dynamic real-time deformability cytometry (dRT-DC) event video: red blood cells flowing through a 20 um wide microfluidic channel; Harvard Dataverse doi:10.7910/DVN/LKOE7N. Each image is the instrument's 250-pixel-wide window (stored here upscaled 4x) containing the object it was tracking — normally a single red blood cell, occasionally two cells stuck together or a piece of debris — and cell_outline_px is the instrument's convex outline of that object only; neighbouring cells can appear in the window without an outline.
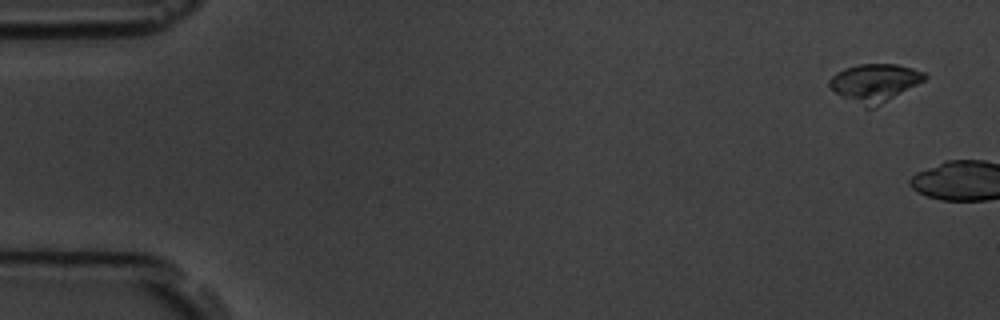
{"species": "common noctule bat (a hibernating species)", "species_latin": "Nyctalus noctula", "temperature_condition": "room temperature", "stored_images_in_passage": 2, "camera_frame_rate_fps": 3000, "um_per_image_px": 0.085, "animal": {"sex": "male", "body_mass_g": 19.5, "forearm_length_mm": 54.6}, "frame": {"image": 1, "passage_image": 1, "time_ms": 0.0, "image_size_px": [1000, 320], "cell_outline_px": [[928, 76], [924, 80], [876, 108], [864, 108], [840, 96], [828, 84], [828, 80], [836, 72], [844, 68], [860, 64], [896, 64], [912, 68], [924, 72]], "centroid_in_image_um": [74.32, 7.05], "position_along_channel_um": 10.7, "area_um2": 21.15}}